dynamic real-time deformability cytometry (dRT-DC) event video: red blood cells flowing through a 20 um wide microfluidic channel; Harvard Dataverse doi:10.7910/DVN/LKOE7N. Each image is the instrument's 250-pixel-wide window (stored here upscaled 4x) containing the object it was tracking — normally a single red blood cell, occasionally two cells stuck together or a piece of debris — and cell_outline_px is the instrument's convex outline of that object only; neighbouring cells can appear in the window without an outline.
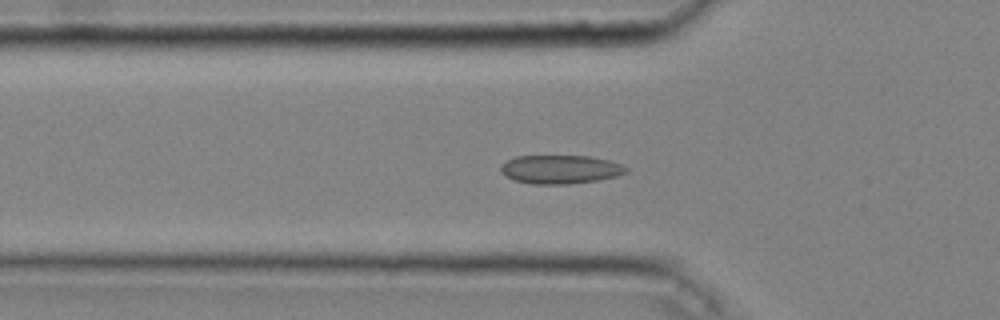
{"species": "common noctule bat (a hibernating species)", "species_latin": "Nyctalus noctula", "temperature_condition": "cold", "stored_images_in_passage": 46, "camera_frame_rate_fps": 3000, "um_per_image_px": 0.085, "animal": {"sex": "male", "body_mass_g": 20.4}, "frame": {"image": 1, "passage_image": 15, "time_ms": 4.667, "image_size_px": [1000, 320], "cell_outline_px": [[628, 172], [616, 176], [596, 180], [568, 184], [532, 184], [512, 180], [500, 172], [500, 168], [508, 160], [516, 156], [588, 156], [608, 160], [620, 164], [628, 168]], "centroid_in_image_um": [47.61, 14.4], "position_along_channel_um": 78.2, "area_um2": 20.81}}
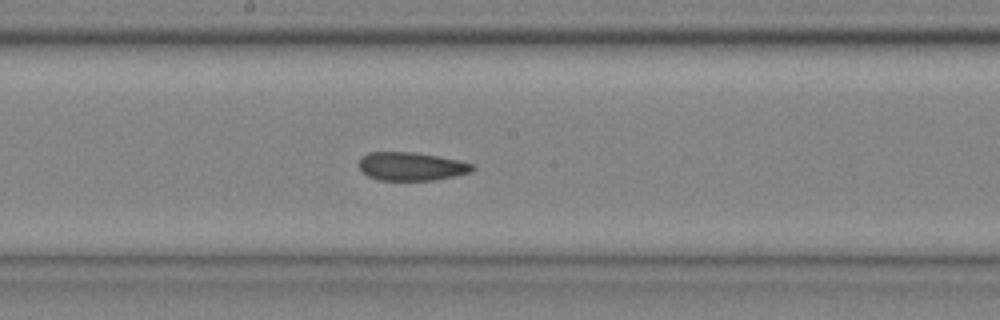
{"frame": {"image": 2, "passage_image": 25, "time_ms": 8.0, "image_size_px": [1000, 320], "cell_outline_px": [[476, 168], [472, 172], [432, 180], [380, 180], [368, 176], [360, 168], [360, 156], [368, 152], [412, 152], [436, 156], [456, 160], [472, 164]], "centroid_in_image_um": [34.94, 14.14], "position_along_channel_um": 213.3, "area_um2": 18.5}}
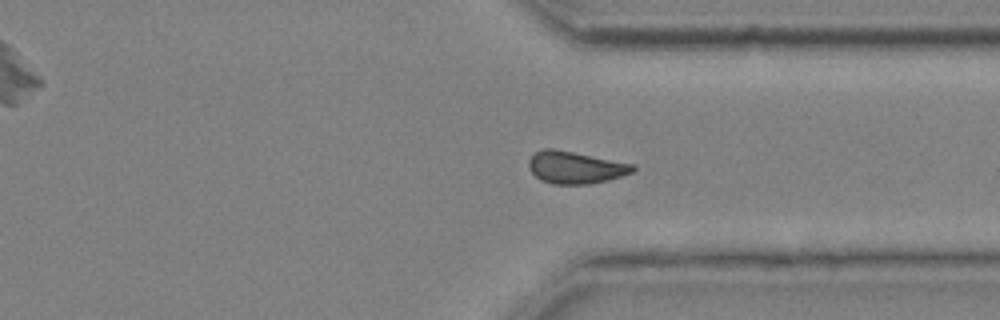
{"frame": {"image": 3, "passage_image": 36, "time_ms": 11.667, "image_size_px": [1000, 320], "cell_outline_px": [[636, 168], [632, 172], [608, 180], [588, 184], [552, 184], [540, 180], [532, 172], [528, 164], [528, 160], [536, 152], [544, 148], [552, 148], [636, 164]], "centroid_in_image_um": [48.91, 14.23], "position_along_channel_um": 362.5, "area_um2": 19.48}, "authors_computed_cell_mechanics": {"area_um2": 19.5364, "velocity_mm_per_s": 4.05, "shape_relaxation_time_tau1_ms": null, "shape_relaxation_time_tau2_ms": 5.6989, "deformation_change_tau1": null, "deformation_change_tau2": 0.0967}}